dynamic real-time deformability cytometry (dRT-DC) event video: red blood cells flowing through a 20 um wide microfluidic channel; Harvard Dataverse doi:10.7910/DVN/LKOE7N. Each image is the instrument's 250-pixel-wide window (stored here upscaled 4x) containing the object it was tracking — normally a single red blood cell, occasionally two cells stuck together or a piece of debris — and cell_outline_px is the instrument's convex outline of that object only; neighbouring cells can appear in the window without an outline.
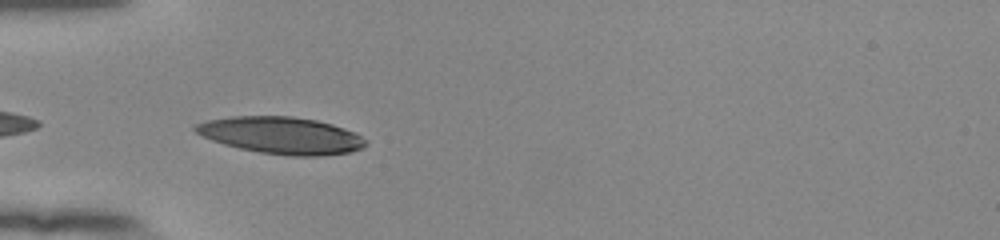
{"species": "human", "species_latin": "Homo sapiens", "temperature_condition": "room temperature", "stored_images_in_passage": 36, "camera_frame_rate_fps": 3000, "um_per_image_px": 0.085, "donor": {"sex": "female"}, "frame": {"image": 1, "passage_image": 1, "time_ms": 0.0, "image_size_px": [1000, 240], "cell_outline_px": [[368, 144], [360, 148], [348, 152], [320, 156], [292, 156], [260, 152], [240, 148], [224, 144], [212, 140], [196, 132], [192, 128], [196, 124], [208, 120], [232, 116], [292, 116], [316, 120], [332, 124], [356, 132], [368, 140]], "centroid_in_image_um": [23.94, 11.5], "position_along_channel_um": 61.1, "area_um2": 36.59}}
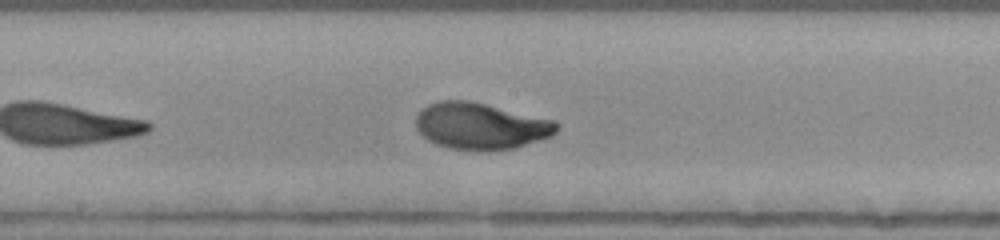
{"frame": {"image": 2, "passage_image": 13, "time_ms": 4.0, "image_size_px": [1000, 240], "cell_outline_px": [[560, 128], [552, 136], [516, 148], [448, 148], [436, 144], [428, 140], [416, 128], [416, 116], [420, 108], [428, 104], [440, 100], [468, 100], [552, 120], [560, 124]], "centroid_in_image_um": [40.84, 10.68], "position_along_channel_um": 207.4, "area_um2": 37.51}}
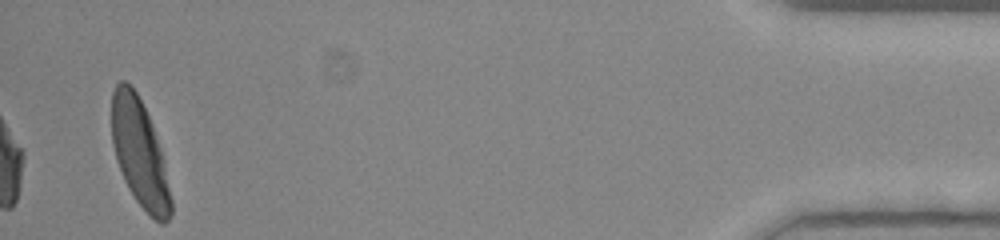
{"frame": {"image": 3, "passage_image": 36, "time_ms": 11.667, "image_size_px": [1000, 240], "cell_outline_px": [[172, 212], [168, 220], [164, 224], [160, 224], [136, 200], [128, 188], [124, 180], [116, 160], [112, 144], [112, 92], [116, 84], [120, 80], [124, 80], [136, 92], [152, 124], [160, 148], [172, 200]], "centroid_in_image_um": [11.85, 13.03], "position_along_channel_um": 423.3, "area_um2": 36.53}, "authors_computed_cell_mechanics": {"area_um2": 36.7897, "velocity_mm_per_s": 3.791, "shape_relaxation_time_tau1_ms": 2.6228, "shape_relaxation_time_tau2_ms": null, "deformation_change_tau1": 0.1674, "deformation_change_tau2": null}}